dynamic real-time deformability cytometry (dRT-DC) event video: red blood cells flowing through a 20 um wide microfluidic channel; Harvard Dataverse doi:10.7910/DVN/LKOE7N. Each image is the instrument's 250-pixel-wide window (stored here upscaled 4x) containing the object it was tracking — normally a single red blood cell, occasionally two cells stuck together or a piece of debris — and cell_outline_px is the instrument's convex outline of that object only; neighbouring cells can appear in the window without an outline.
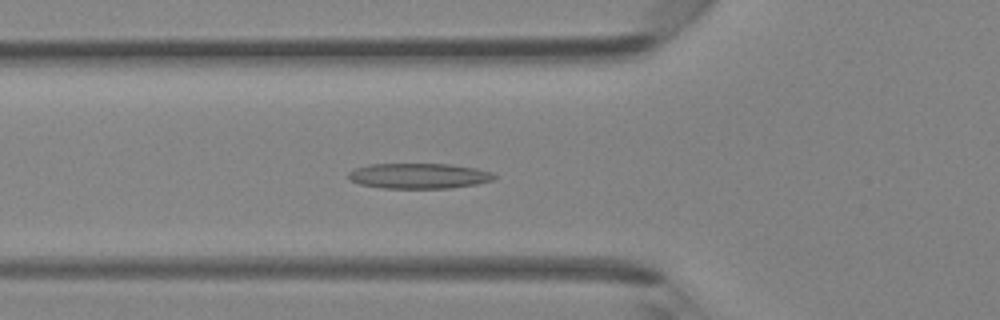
{"species": "Egyptian fruit bat (a non-hibernating species)", "species_latin": "Rousettus aegyptiacus", "temperature_condition": "room temperature", "stored_images_in_passage": 41, "camera_frame_rate_fps": 3000, "um_per_image_px": 0.085, "animal": {"sex": "female"}, "frame": {"image": 1, "passage_image": 14, "time_ms": 4.333, "image_size_px": [1000, 320], "cell_outline_px": [[496, 176], [492, 180], [476, 184], [452, 188], [380, 188], [360, 184], [352, 180], [348, 176], [348, 172], [356, 168], [368, 164], [452, 164], [476, 168], [492, 172]], "centroid_in_image_um": [35.61, 14.95], "position_along_channel_um": 90.2, "area_um2": 21.56}}
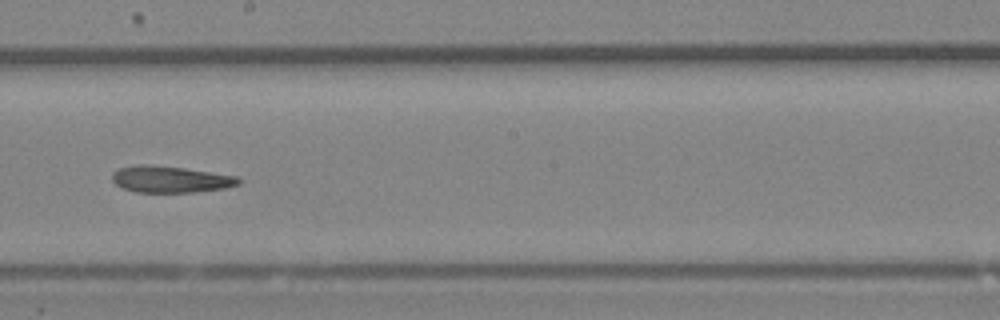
{"frame": {"image": 2, "passage_image": 23, "time_ms": 7.333, "image_size_px": [1000, 320], "cell_outline_px": [[240, 184], [224, 188], [192, 192], [136, 192], [124, 188], [116, 184], [112, 180], [112, 172], [120, 168], [140, 164], [148, 164], [184, 168], [240, 176]], "centroid_in_image_um": [14.5, 15.23], "position_along_channel_um": 233.7, "area_um2": 19.54}}
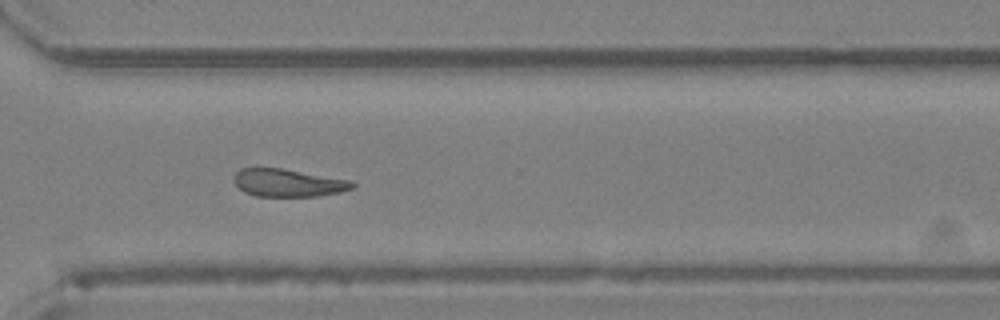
{"frame": {"image": 3, "passage_image": 30, "time_ms": 9.667, "image_size_px": [1000, 320], "cell_outline_px": [[356, 184], [352, 188], [340, 192], [316, 196], [256, 196], [244, 192], [232, 180], [232, 176], [240, 168], [280, 168], [352, 180]], "centroid_in_image_um": [24.47, 15.53], "position_along_channel_um": 346.1, "area_um2": 19.13}}